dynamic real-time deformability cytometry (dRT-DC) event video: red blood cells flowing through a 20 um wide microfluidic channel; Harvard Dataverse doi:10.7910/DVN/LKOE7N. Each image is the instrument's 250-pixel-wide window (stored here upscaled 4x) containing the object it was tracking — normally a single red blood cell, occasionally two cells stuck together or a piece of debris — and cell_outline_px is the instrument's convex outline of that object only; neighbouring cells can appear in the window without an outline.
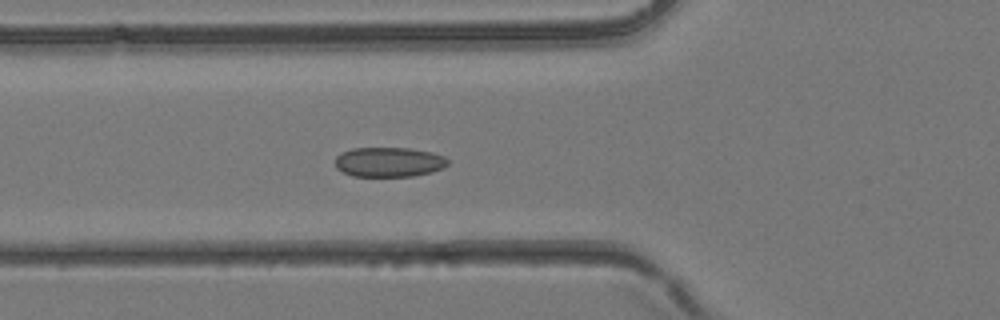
{"species": "common noctule bat (a hibernating species)", "species_latin": "Nyctalus noctula", "temperature_condition": "room temperature", "stored_images_in_passage": 38, "camera_frame_rate_fps": 3000, "um_per_image_px": 0.085, "animal": {"sex": "female", "body_mass_g": 24.6, "forearm_length_mm": 56.2}, "frame": {"image": 1, "passage_image": 12, "time_ms": 3.667, "image_size_px": [1000, 320], "cell_outline_px": [[448, 164], [444, 168], [432, 172], [412, 176], [352, 176], [336, 168], [336, 156], [340, 152], [352, 148], [408, 148], [432, 152], [444, 156], [448, 160]], "centroid_in_image_um": [33.06, 13.77], "position_along_channel_um": 92.7, "area_um2": 19.59}}
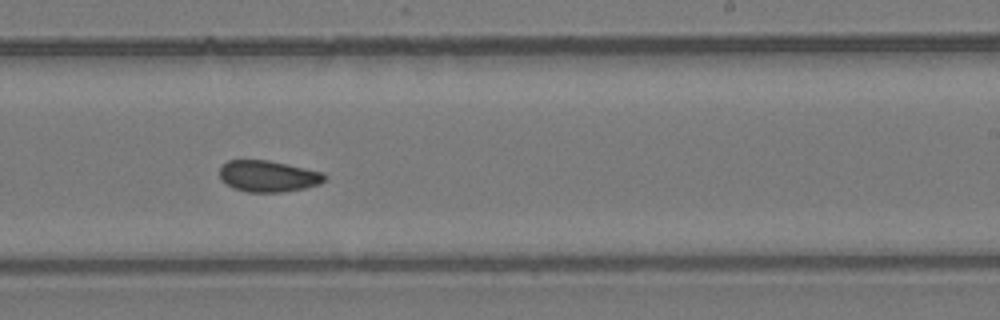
{"frame": {"image": 2, "passage_image": 22, "time_ms": 7.0, "image_size_px": [1000, 320], "cell_outline_px": [[324, 180], [320, 184], [304, 188], [280, 192], [248, 192], [232, 188], [220, 180], [220, 168], [228, 160], [268, 160], [324, 172]], "centroid_in_image_um": [22.76, 14.98], "position_along_channel_um": 266.2, "area_um2": 19.13}}
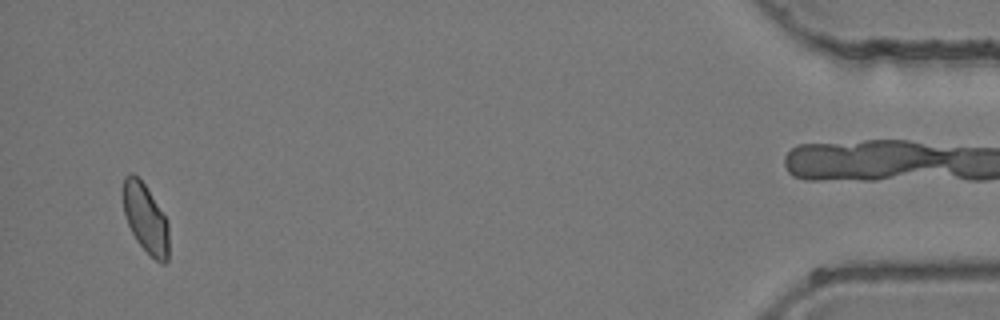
{"frame": {"image": 3, "passage_image": 36, "time_ms": 11.667, "image_size_px": [1000, 320], "cell_outline_px": [[168, 260], [164, 264], [160, 264], [136, 240], [124, 216], [120, 192], [124, 176], [128, 172], [132, 172], [144, 184], [168, 220]], "centroid_in_image_um": [12.33, 18.51], "position_along_channel_um": 422.9, "area_um2": 18.79}}